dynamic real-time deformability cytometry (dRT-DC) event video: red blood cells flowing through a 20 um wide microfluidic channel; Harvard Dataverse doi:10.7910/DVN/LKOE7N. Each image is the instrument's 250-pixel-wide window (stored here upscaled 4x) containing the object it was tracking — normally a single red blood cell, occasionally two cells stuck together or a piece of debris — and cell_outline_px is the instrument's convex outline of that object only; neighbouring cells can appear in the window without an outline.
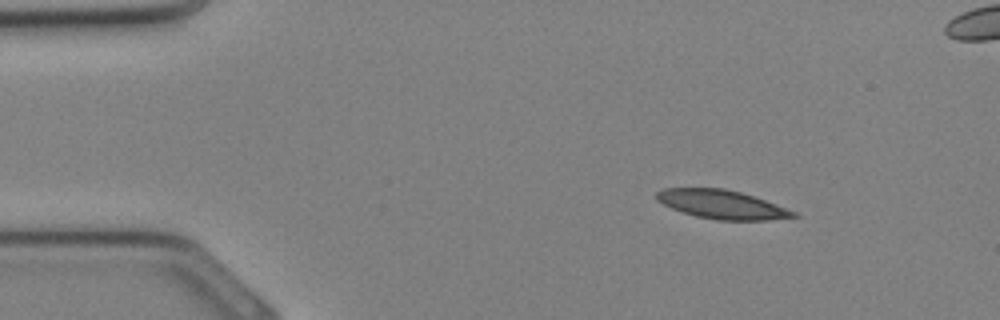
{"species": "Egyptian fruit bat (a non-hibernating species)", "species_latin": "Rousettus aegyptiacus", "temperature_condition": "cold", "stored_images_in_passage": 33, "camera_frame_rate_fps": 3000, "um_per_image_px": 0.085, "animal": {"sex": "female"}, "frame": {"image": 1, "passage_image": 4, "time_ms": 1.0, "image_size_px": [1000, 320], "cell_outline_px": [[800, 216], [768, 220], [716, 220], [696, 216], [672, 208], [656, 200], [656, 192], [664, 188], [724, 188], [740, 192], [776, 204], [796, 212]], "centroid_in_image_um": [61.35, 17.38], "position_along_channel_um": 23.6, "area_um2": 22.72}}
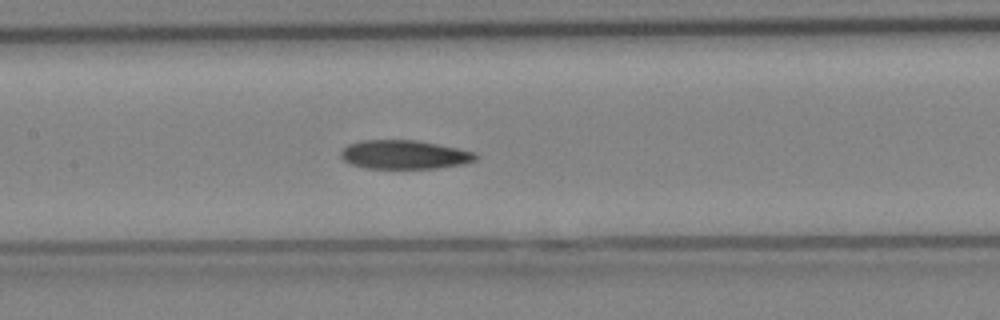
{"frame": {"image": 2, "passage_image": 15, "time_ms": 4.667, "image_size_px": [1000, 320], "cell_outline_px": [[480, 156], [476, 160], [464, 164], [436, 168], [364, 168], [352, 164], [344, 160], [340, 156], [340, 152], [348, 144], [364, 140], [416, 140], [476, 152]], "centroid_in_image_um": [34.39, 13.14], "position_along_channel_um": 173.0, "area_um2": 22.6}}
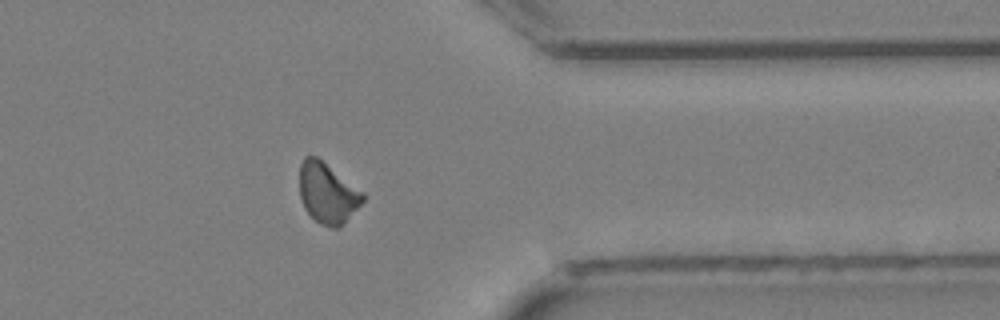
{"frame": {"image": 3, "passage_image": 26, "time_ms": 8.333, "image_size_px": [1000, 320], "cell_outline_px": [[364, 200], [344, 224], [340, 228], [332, 228], [320, 224], [304, 208], [300, 196], [300, 164], [304, 156], [316, 156], [364, 192]], "centroid_in_image_um": [27.84, 16.42], "position_along_channel_um": 383.6, "area_um2": 22.25}}